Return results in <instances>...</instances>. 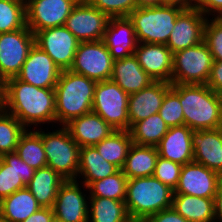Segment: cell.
<instances>
[{"label":"cell","mask_w":222,"mask_h":222,"mask_svg":"<svg viewBox=\"0 0 222 222\" xmlns=\"http://www.w3.org/2000/svg\"><path fill=\"white\" fill-rule=\"evenodd\" d=\"M109 17L87 0H79L67 17L65 27L80 41L103 40Z\"/></svg>","instance_id":"obj_11"},{"label":"cell","mask_w":222,"mask_h":222,"mask_svg":"<svg viewBox=\"0 0 222 222\" xmlns=\"http://www.w3.org/2000/svg\"><path fill=\"white\" fill-rule=\"evenodd\" d=\"M214 216L215 222H222V180L219 189L214 196Z\"/></svg>","instance_id":"obj_46"},{"label":"cell","mask_w":222,"mask_h":222,"mask_svg":"<svg viewBox=\"0 0 222 222\" xmlns=\"http://www.w3.org/2000/svg\"><path fill=\"white\" fill-rule=\"evenodd\" d=\"M128 178L122 170L104 179L92 182L87 188L89 197L111 198L117 201H125Z\"/></svg>","instance_id":"obj_35"},{"label":"cell","mask_w":222,"mask_h":222,"mask_svg":"<svg viewBox=\"0 0 222 222\" xmlns=\"http://www.w3.org/2000/svg\"><path fill=\"white\" fill-rule=\"evenodd\" d=\"M221 180L222 176L219 173L193 161L182 165L174 194L214 198Z\"/></svg>","instance_id":"obj_14"},{"label":"cell","mask_w":222,"mask_h":222,"mask_svg":"<svg viewBox=\"0 0 222 222\" xmlns=\"http://www.w3.org/2000/svg\"><path fill=\"white\" fill-rule=\"evenodd\" d=\"M168 126L159 113L134 123L129 128L132 142L141 146L156 147L168 131Z\"/></svg>","instance_id":"obj_32"},{"label":"cell","mask_w":222,"mask_h":222,"mask_svg":"<svg viewBox=\"0 0 222 222\" xmlns=\"http://www.w3.org/2000/svg\"><path fill=\"white\" fill-rule=\"evenodd\" d=\"M129 94L112 80L97 82L92 112L98 114L114 130H129Z\"/></svg>","instance_id":"obj_8"},{"label":"cell","mask_w":222,"mask_h":222,"mask_svg":"<svg viewBox=\"0 0 222 222\" xmlns=\"http://www.w3.org/2000/svg\"><path fill=\"white\" fill-rule=\"evenodd\" d=\"M119 169L105 161L94 146L80 147L78 176L83 179L79 181L88 187L92 182L104 179L116 173Z\"/></svg>","instance_id":"obj_27"},{"label":"cell","mask_w":222,"mask_h":222,"mask_svg":"<svg viewBox=\"0 0 222 222\" xmlns=\"http://www.w3.org/2000/svg\"><path fill=\"white\" fill-rule=\"evenodd\" d=\"M171 85V83L165 81H154L139 92L129 95V128L134 123L159 113L165 94L171 88Z\"/></svg>","instance_id":"obj_19"},{"label":"cell","mask_w":222,"mask_h":222,"mask_svg":"<svg viewBox=\"0 0 222 222\" xmlns=\"http://www.w3.org/2000/svg\"><path fill=\"white\" fill-rule=\"evenodd\" d=\"M35 45L46 52L61 70H69L80 41L63 25L37 31Z\"/></svg>","instance_id":"obj_13"},{"label":"cell","mask_w":222,"mask_h":222,"mask_svg":"<svg viewBox=\"0 0 222 222\" xmlns=\"http://www.w3.org/2000/svg\"><path fill=\"white\" fill-rule=\"evenodd\" d=\"M181 168V164L158 156L153 176L175 190L179 181Z\"/></svg>","instance_id":"obj_41"},{"label":"cell","mask_w":222,"mask_h":222,"mask_svg":"<svg viewBox=\"0 0 222 222\" xmlns=\"http://www.w3.org/2000/svg\"><path fill=\"white\" fill-rule=\"evenodd\" d=\"M207 17L197 8L183 10L177 17L166 46L172 53L193 47L204 39Z\"/></svg>","instance_id":"obj_16"},{"label":"cell","mask_w":222,"mask_h":222,"mask_svg":"<svg viewBox=\"0 0 222 222\" xmlns=\"http://www.w3.org/2000/svg\"><path fill=\"white\" fill-rule=\"evenodd\" d=\"M61 71L52 58L34 44L16 77L38 88H55Z\"/></svg>","instance_id":"obj_17"},{"label":"cell","mask_w":222,"mask_h":222,"mask_svg":"<svg viewBox=\"0 0 222 222\" xmlns=\"http://www.w3.org/2000/svg\"><path fill=\"white\" fill-rule=\"evenodd\" d=\"M145 222H189L177 213L173 207L161 210L150 216Z\"/></svg>","instance_id":"obj_43"},{"label":"cell","mask_w":222,"mask_h":222,"mask_svg":"<svg viewBox=\"0 0 222 222\" xmlns=\"http://www.w3.org/2000/svg\"><path fill=\"white\" fill-rule=\"evenodd\" d=\"M52 132L41 128V138L46 153L47 166L65 180H77L80 146L72 139L65 126Z\"/></svg>","instance_id":"obj_6"},{"label":"cell","mask_w":222,"mask_h":222,"mask_svg":"<svg viewBox=\"0 0 222 222\" xmlns=\"http://www.w3.org/2000/svg\"><path fill=\"white\" fill-rule=\"evenodd\" d=\"M182 11L179 7L169 5L137 7L128 18L133 24L138 43L166 45Z\"/></svg>","instance_id":"obj_5"},{"label":"cell","mask_w":222,"mask_h":222,"mask_svg":"<svg viewBox=\"0 0 222 222\" xmlns=\"http://www.w3.org/2000/svg\"><path fill=\"white\" fill-rule=\"evenodd\" d=\"M4 110L28 127L56 124L54 88H38L12 77L5 81ZM39 124V125H38Z\"/></svg>","instance_id":"obj_1"},{"label":"cell","mask_w":222,"mask_h":222,"mask_svg":"<svg viewBox=\"0 0 222 222\" xmlns=\"http://www.w3.org/2000/svg\"><path fill=\"white\" fill-rule=\"evenodd\" d=\"M192 132L185 124L169 128L156 146L159 156L181 165L193 162Z\"/></svg>","instance_id":"obj_23"},{"label":"cell","mask_w":222,"mask_h":222,"mask_svg":"<svg viewBox=\"0 0 222 222\" xmlns=\"http://www.w3.org/2000/svg\"><path fill=\"white\" fill-rule=\"evenodd\" d=\"M72 139L80 146H94L115 130L98 114L90 112L65 125Z\"/></svg>","instance_id":"obj_24"},{"label":"cell","mask_w":222,"mask_h":222,"mask_svg":"<svg viewBox=\"0 0 222 222\" xmlns=\"http://www.w3.org/2000/svg\"><path fill=\"white\" fill-rule=\"evenodd\" d=\"M133 144L129 131L115 130L100 143L94 145L105 161L122 170L130 146Z\"/></svg>","instance_id":"obj_31"},{"label":"cell","mask_w":222,"mask_h":222,"mask_svg":"<svg viewBox=\"0 0 222 222\" xmlns=\"http://www.w3.org/2000/svg\"><path fill=\"white\" fill-rule=\"evenodd\" d=\"M25 3L0 0V33L13 32L26 25Z\"/></svg>","instance_id":"obj_37"},{"label":"cell","mask_w":222,"mask_h":222,"mask_svg":"<svg viewBox=\"0 0 222 222\" xmlns=\"http://www.w3.org/2000/svg\"><path fill=\"white\" fill-rule=\"evenodd\" d=\"M26 128L12 114L0 111V156L16 152L21 135Z\"/></svg>","instance_id":"obj_36"},{"label":"cell","mask_w":222,"mask_h":222,"mask_svg":"<svg viewBox=\"0 0 222 222\" xmlns=\"http://www.w3.org/2000/svg\"><path fill=\"white\" fill-rule=\"evenodd\" d=\"M213 57L204 41L173 53L171 84H204L213 65Z\"/></svg>","instance_id":"obj_7"},{"label":"cell","mask_w":222,"mask_h":222,"mask_svg":"<svg viewBox=\"0 0 222 222\" xmlns=\"http://www.w3.org/2000/svg\"><path fill=\"white\" fill-rule=\"evenodd\" d=\"M172 207L189 222H215L214 198L173 194Z\"/></svg>","instance_id":"obj_29"},{"label":"cell","mask_w":222,"mask_h":222,"mask_svg":"<svg viewBox=\"0 0 222 222\" xmlns=\"http://www.w3.org/2000/svg\"><path fill=\"white\" fill-rule=\"evenodd\" d=\"M34 44L35 35L27 25L13 32L0 33V78L4 82L20 73Z\"/></svg>","instance_id":"obj_9"},{"label":"cell","mask_w":222,"mask_h":222,"mask_svg":"<svg viewBox=\"0 0 222 222\" xmlns=\"http://www.w3.org/2000/svg\"><path fill=\"white\" fill-rule=\"evenodd\" d=\"M207 18L203 41L208 46L214 61H222V16Z\"/></svg>","instance_id":"obj_39"},{"label":"cell","mask_w":222,"mask_h":222,"mask_svg":"<svg viewBox=\"0 0 222 222\" xmlns=\"http://www.w3.org/2000/svg\"><path fill=\"white\" fill-rule=\"evenodd\" d=\"M184 124L193 131L222 128L219 94L204 84H179Z\"/></svg>","instance_id":"obj_3"},{"label":"cell","mask_w":222,"mask_h":222,"mask_svg":"<svg viewBox=\"0 0 222 222\" xmlns=\"http://www.w3.org/2000/svg\"><path fill=\"white\" fill-rule=\"evenodd\" d=\"M195 8L199 9L207 18L222 16V0H195Z\"/></svg>","instance_id":"obj_42"},{"label":"cell","mask_w":222,"mask_h":222,"mask_svg":"<svg viewBox=\"0 0 222 222\" xmlns=\"http://www.w3.org/2000/svg\"><path fill=\"white\" fill-rule=\"evenodd\" d=\"M221 104H222V91L219 93Z\"/></svg>","instance_id":"obj_52"},{"label":"cell","mask_w":222,"mask_h":222,"mask_svg":"<svg viewBox=\"0 0 222 222\" xmlns=\"http://www.w3.org/2000/svg\"><path fill=\"white\" fill-rule=\"evenodd\" d=\"M54 216L52 208L41 207L37 212L33 213L23 222H50Z\"/></svg>","instance_id":"obj_45"},{"label":"cell","mask_w":222,"mask_h":222,"mask_svg":"<svg viewBox=\"0 0 222 222\" xmlns=\"http://www.w3.org/2000/svg\"><path fill=\"white\" fill-rule=\"evenodd\" d=\"M134 55L151 78L171 83L173 53L165 44L138 43Z\"/></svg>","instance_id":"obj_18"},{"label":"cell","mask_w":222,"mask_h":222,"mask_svg":"<svg viewBox=\"0 0 222 222\" xmlns=\"http://www.w3.org/2000/svg\"><path fill=\"white\" fill-rule=\"evenodd\" d=\"M110 80L119 85L129 95L139 92L155 81L143 70L134 54L113 61Z\"/></svg>","instance_id":"obj_25"},{"label":"cell","mask_w":222,"mask_h":222,"mask_svg":"<svg viewBox=\"0 0 222 222\" xmlns=\"http://www.w3.org/2000/svg\"><path fill=\"white\" fill-rule=\"evenodd\" d=\"M50 222H63L61 221L59 218H57L56 216H53V218L51 219Z\"/></svg>","instance_id":"obj_51"},{"label":"cell","mask_w":222,"mask_h":222,"mask_svg":"<svg viewBox=\"0 0 222 222\" xmlns=\"http://www.w3.org/2000/svg\"><path fill=\"white\" fill-rule=\"evenodd\" d=\"M109 18L128 17L136 8L135 0H87Z\"/></svg>","instance_id":"obj_40"},{"label":"cell","mask_w":222,"mask_h":222,"mask_svg":"<svg viewBox=\"0 0 222 222\" xmlns=\"http://www.w3.org/2000/svg\"><path fill=\"white\" fill-rule=\"evenodd\" d=\"M126 222H145L144 220L129 218Z\"/></svg>","instance_id":"obj_50"},{"label":"cell","mask_w":222,"mask_h":222,"mask_svg":"<svg viewBox=\"0 0 222 222\" xmlns=\"http://www.w3.org/2000/svg\"><path fill=\"white\" fill-rule=\"evenodd\" d=\"M41 206L25 187L0 201V218L8 222H23Z\"/></svg>","instance_id":"obj_28"},{"label":"cell","mask_w":222,"mask_h":222,"mask_svg":"<svg viewBox=\"0 0 222 222\" xmlns=\"http://www.w3.org/2000/svg\"><path fill=\"white\" fill-rule=\"evenodd\" d=\"M174 190L154 176L127 181L125 205L130 218L146 221L161 210L172 207Z\"/></svg>","instance_id":"obj_4"},{"label":"cell","mask_w":222,"mask_h":222,"mask_svg":"<svg viewBox=\"0 0 222 222\" xmlns=\"http://www.w3.org/2000/svg\"><path fill=\"white\" fill-rule=\"evenodd\" d=\"M0 222H8V221H5V220H3L2 218H0Z\"/></svg>","instance_id":"obj_54"},{"label":"cell","mask_w":222,"mask_h":222,"mask_svg":"<svg viewBox=\"0 0 222 222\" xmlns=\"http://www.w3.org/2000/svg\"><path fill=\"white\" fill-rule=\"evenodd\" d=\"M16 153L30 167L37 170L47 166L46 153L41 138V128L26 129L21 135Z\"/></svg>","instance_id":"obj_34"},{"label":"cell","mask_w":222,"mask_h":222,"mask_svg":"<svg viewBox=\"0 0 222 222\" xmlns=\"http://www.w3.org/2000/svg\"><path fill=\"white\" fill-rule=\"evenodd\" d=\"M158 156L156 147L133 143L129 148L122 171L128 179L153 176Z\"/></svg>","instance_id":"obj_30"},{"label":"cell","mask_w":222,"mask_h":222,"mask_svg":"<svg viewBox=\"0 0 222 222\" xmlns=\"http://www.w3.org/2000/svg\"><path fill=\"white\" fill-rule=\"evenodd\" d=\"M96 81L70 70H62L55 86L56 123L65 126L71 120L92 112Z\"/></svg>","instance_id":"obj_2"},{"label":"cell","mask_w":222,"mask_h":222,"mask_svg":"<svg viewBox=\"0 0 222 222\" xmlns=\"http://www.w3.org/2000/svg\"><path fill=\"white\" fill-rule=\"evenodd\" d=\"M159 115L168 128L184 125L183 108L179 102V84H172L166 92Z\"/></svg>","instance_id":"obj_38"},{"label":"cell","mask_w":222,"mask_h":222,"mask_svg":"<svg viewBox=\"0 0 222 222\" xmlns=\"http://www.w3.org/2000/svg\"><path fill=\"white\" fill-rule=\"evenodd\" d=\"M206 85L217 94L222 91V61L213 62Z\"/></svg>","instance_id":"obj_44"},{"label":"cell","mask_w":222,"mask_h":222,"mask_svg":"<svg viewBox=\"0 0 222 222\" xmlns=\"http://www.w3.org/2000/svg\"><path fill=\"white\" fill-rule=\"evenodd\" d=\"M88 199V222H126L130 218L125 201L103 197Z\"/></svg>","instance_id":"obj_33"},{"label":"cell","mask_w":222,"mask_h":222,"mask_svg":"<svg viewBox=\"0 0 222 222\" xmlns=\"http://www.w3.org/2000/svg\"><path fill=\"white\" fill-rule=\"evenodd\" d=\"M193 161L222 176V128L192 132Z\"/></svg>","instance_id":"obj_20"},{"label":"cell","mask_w":222,"mask_h":222,"mask_svg":"<svg viewBox=\"0 0 222 222\" xmlns=\"http://www.w3.org/2000/svg\"><path fill=\"white\" fill-rule=\"evenodd\" d=\"M66 180L49 166L35 170L31 181L26 185L38 204L43 208H53L57 192Z\"/></svg>","instance_id":"obj_26"},{"label":"cell","mask_w":222,"mask_h":222,"mask_svg":"<svg viewBox=\"0 0 222 222\" xmlns=\"http://www.w3.org/2000/svg\"><path fill=\"white\" fill-rule=\"evenodd\" d=\"M137 7H154L162 5V0H135Z\"/></svg>","instance_id":"obj_48"},{"label":"cell","mask_w":222,"mask_h":222,"mask_svg":"<svg viewBox=\"0 0 222 222\" xmlns=\"http://www.w3.org/2000/svg\"><path fill=\"white\" fill-rule=\"evenodd\" d=\"M113 61L103 40L80 42L69 70L101 82L110 80Z\"/></svg>","instance_id":"obj_10"},{"label":"cell","mask_w":222,"mask_h":222,"mask_svg":"<svg viewBox=\"0 0 222 222\" xmlns=\"http://www.w3.org/2000/svg\"><path fill=\"white\" fill-rule=\"evenodd\" d=\"M80 185L77 180H66L57 192L52 209L54 216L63 222H88L89 195L83 193L88 188Z\"/></svg>","instance_id":"obj_15"},{"label":"cell","mask_w":222,"mask_h":222,"mask_svg":"<svg viewBox=\"0 0 222 222\" xmlns=\"http://www.w3.org/2000/svg\"><path fill=\"white\" fill-rule=\"evenodd\" d=\"M7 1H22V2H26V0H7Z\"/></svg>","instance_id":"obj_53"},{"label":"cell","mask_w":222,"mask_h":222,"mask_svg":"<svg viewBox=\"0 0 222 222\" xmlns=\"http://www.w3.org/2000/svg\"><path fill=\"white\" fill-rule=\"evenodd\" d=\"M35 169L28 166L16 152L3 154L0 161V201L25 188Z\"/></svg>","instance_id":"obj_22"},{"label":"cell","mask_w":222,"mask_h":222,"mask_svg":"<svg viewBox=\"0 0 222 222\" xmlns=\"http://www.w3.org/2000/svg\"><path fill=\"white\" fill-rule=\"evenodd\" d=\"M5 82L0 78V111L4 110Z\"/></svg>","instance_id":"obj_49"},{"label":"cell","mask_w":222,"mask_h":222,"mask_svg":"<svg viewBox=\"0 0 222 222\" xmlns=\"http://www.w3.org/2000/svg\"><path fill=\"white\" fill-rule=\"evenodd\" d=\"M162 5L176 6L186 10L195 8V0H162Z\"/></svg>","instance_id":"obj_47"},{"label":"cell","mask_w":222,"mask_h":222,"mask_svg":"<svg viewBox=\"0 0 222 222\" xmlns=\"http://www.w3.org/2000/svg\"><path fill=\"white\" fill-rule=\"evenodd\" d=\"M79 0H26V25L35 34L48 28L65 25Z\"/></svg>","instance_id":"obj_12"},{"label":"cell","mask_w":222,"mask_h":222,"mask_svg":"<svg viewBox=\"0 0 222 222\" xmlns=\"http://www.w3.org/2000/svg\"><path fill=\"white\" fill-rule=\"evenodd\" d=\"M103 42L113 60L123 59L134 54L138 41L129 18H109Z\"/></svg>","instance_id":"obj_21"}]
</instances>
